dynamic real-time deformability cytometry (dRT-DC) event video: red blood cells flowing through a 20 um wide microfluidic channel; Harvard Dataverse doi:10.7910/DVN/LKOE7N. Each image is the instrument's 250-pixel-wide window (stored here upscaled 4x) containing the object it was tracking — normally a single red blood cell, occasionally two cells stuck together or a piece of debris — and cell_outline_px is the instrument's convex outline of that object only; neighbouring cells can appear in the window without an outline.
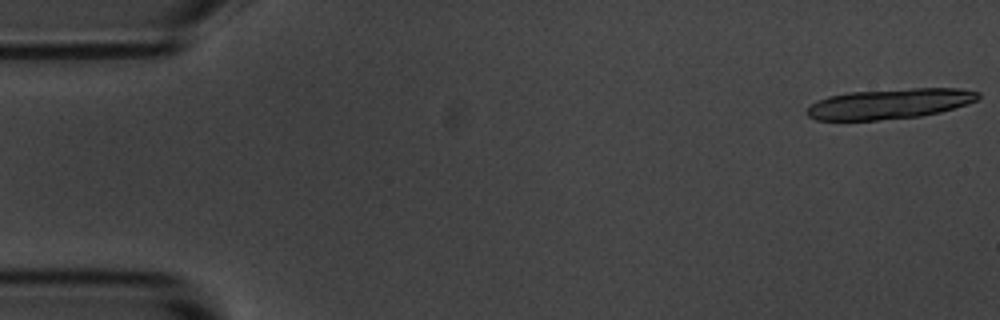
{"species": "common noctule bat (a hibernating species)", "species_latin": "Nyctalus noctula", "temperature_condition": "room temperature", "stored_images_in_passage": 15, "camera_frame_rate_fps": 3000, "um_per_image_px": 0.085, "animal": {"sex": "male", "body_mass_g": 20.1, "forearm_length_mm": 53.5}, "frame": {"image": 1, "passage_image": 1, "time_ms": 0.0, "image_size_px": [1000, 320], "cell_outline_px": [[980, 96], [976, 100], [968, 104], [940, 112], [920, 116], [876, 120], [816, 120], [808, 116], [804, 112], [816, 100], [828, 96], [848, 92], [912, 88], [960, 88], [980, 92]], "centroid_in_image_um": [75.61, 8.81], "position_along_channel_um": 9.4, "area_um2": 30.29}}
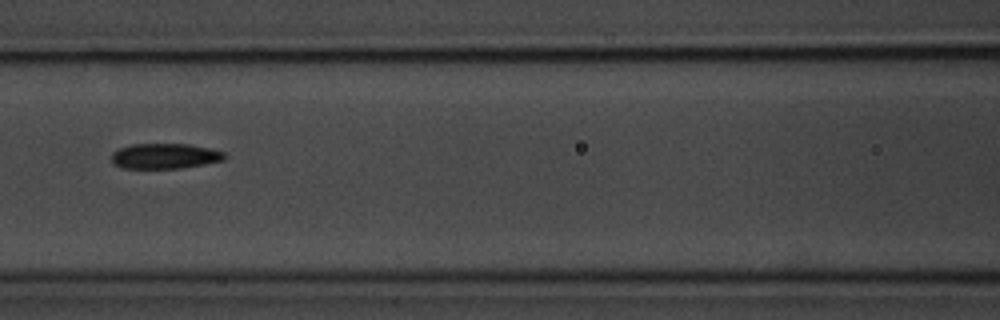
{"frame": {"image": 2, "passage_image": 7, "time_ms": 7.667, "image_size_px": [1000, 320], "cell_outline_px": [[224, 160], [180, 168], [120, 168], [112, 164], [112, 152], [120, 148], [132, 144], [188, 144], [208, 148], [224, 152]], "centroid_in_image_um": [13.95, 13.27], "position_along_channel_um": 152.6, "area_um2": 16.53}}
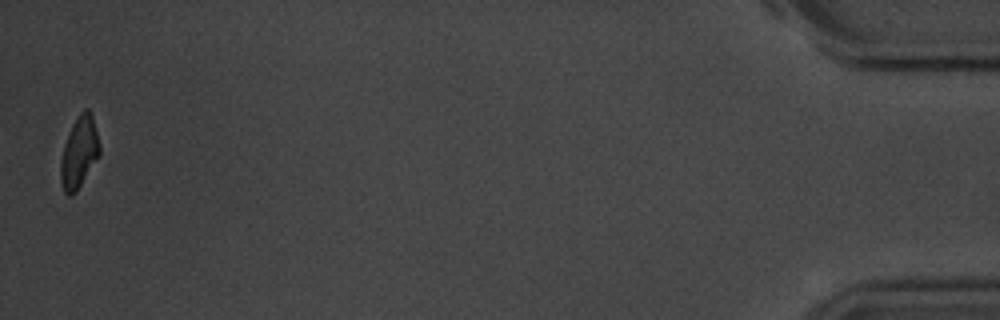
{"frame": {"image": 3, "passage_image": 15, "time_ms": 17.667, "image_size_px": [1000, 320], "cell_outline_px": [[100, 156], [76, 192], [72, 196], [68, 196], [64, 192], [60, 180], [60, 164], [64, 144], [72, 124], [80, 112], [84, 108], [88, 108], [92, 116], [100, 148]], "centroid_in_image_um": [6.72, 12.98], "position_along_channel_um": 428.5, "area_um2": 16.24}, "authors_computed_cell_mechanics": {"area_um2": 17.7446, "velocity_mm_per_s": 3.6967, "shape_relaxation_time_tau1_ms": 6.2333, "shape_relaxation_time_tau2_ms": 3.2474, "deformation_change_tau1": 0.1784, "deformation_change_tau2": 0.0878}}